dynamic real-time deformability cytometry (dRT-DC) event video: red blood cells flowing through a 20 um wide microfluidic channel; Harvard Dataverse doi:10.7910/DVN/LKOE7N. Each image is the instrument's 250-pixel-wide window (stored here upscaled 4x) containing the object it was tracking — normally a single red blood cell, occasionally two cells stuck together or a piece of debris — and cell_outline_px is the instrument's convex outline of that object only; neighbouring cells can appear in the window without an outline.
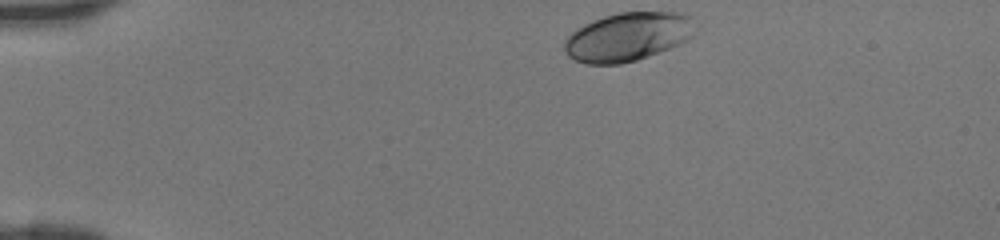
{"species": "human", "species_latin": "Homo sapiens", "temperature_condition": "room temperature", "stored_images_in_passage": 33, "camera_frame_rate_fps": 3000, "um_per_image_px": 0.085, "donor": {"sex": "female"}, "frame": {"image": 1, "passage_image": 1, "time_ms": 0.0, "image_size_px": [1000, 240], "cell_outline_px": [[700, 28], [688, 40], [680, 44], [660, 52], [636, 60], [620, 64], [584, 64], [568, 56], [564, 48], [564, 40], [576, 28], [592, 20], [604, 16], [620, 12], [684, 12], [692, 16]], "centroid_in_image_um": [53.43, 3.11], "position_along_channel_um": 31.6, "area_um2": 37.74}}
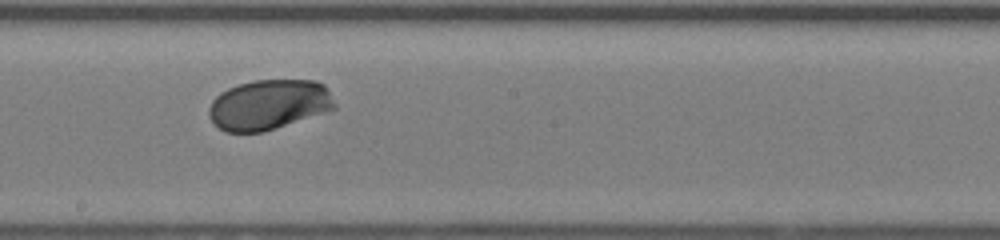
{"frame": {"image": 2, "passage_image": 19, "time_ms": 6.0, "image_size_px": [1000, 240], "cell_outline_px": [[336, 108], [276, 128], [260, 132], [224, 132], [208, 116], [208, 108], [212, 100], [220, 92], [228, 88], [252, 80], [316, 80], [324, 84], [328, 88], [336, 104]], "centroid_in_image_um": [22.85, 8.88], "position_along_channel_um": 225.4, "area_um2": 36.76}}
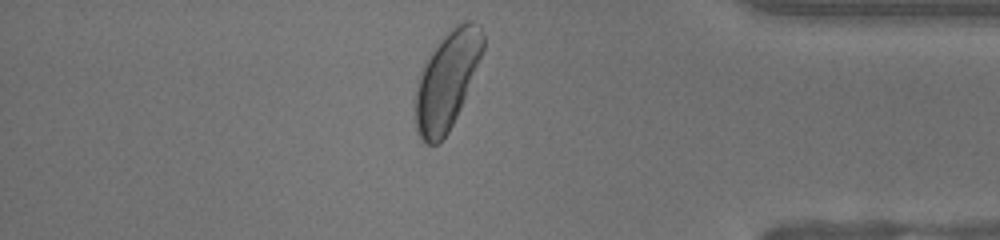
{"frame": {"image": 3, "passage_image": 32, "time_ms": 10.333, "image_size_px": [1000, 240], "cell_outline_px": [[484, 48], [460, 108], [448, 132], [436, 144], [424, 144], [416, 132], [416, 80], [428, 56], [444, 32], [464, 20], [472, 20], [480, 28], [484, 36]], "centroid_in_image_um": [37.97, 6.79], "position_along_channel_um": 397.2, "area_um2": 38.15}}